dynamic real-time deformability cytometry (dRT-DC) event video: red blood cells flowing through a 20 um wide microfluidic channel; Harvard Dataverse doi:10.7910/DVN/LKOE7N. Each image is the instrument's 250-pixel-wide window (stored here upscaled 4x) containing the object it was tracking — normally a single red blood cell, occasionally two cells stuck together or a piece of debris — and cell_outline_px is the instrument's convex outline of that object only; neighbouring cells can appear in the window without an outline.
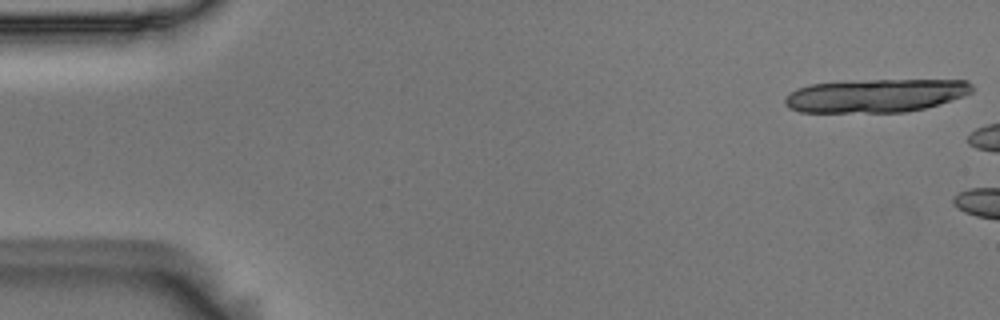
{"species": "Egyptian fruit bat (a non-hibernating species)", "species_latin": "Rousettus aegyptiacus", "temperature_condition": "room temperature", "stored_images_in_passage": 2, "camera_frame_rate_fps": 3000, "um_per_image_px": 0.085, "animal": {"sex": "male"}, "frame": {"image": 1, "passage_image": 1, "time_ms": 0.0, "image_size_px": [1000, 320], "cell_outline_px": [[972, 92], [964, 96], [924, 108], [904, 112], [800, 112], [788, 108], [784, 104], [784, 100], [796, 88], [808, 84], [876, 80], [968, 80], [972, 84]], "centroid_in_image_um": [74.42, 8.13], "position_along_channel_um": 10.6, "area_um2": 36.13}}